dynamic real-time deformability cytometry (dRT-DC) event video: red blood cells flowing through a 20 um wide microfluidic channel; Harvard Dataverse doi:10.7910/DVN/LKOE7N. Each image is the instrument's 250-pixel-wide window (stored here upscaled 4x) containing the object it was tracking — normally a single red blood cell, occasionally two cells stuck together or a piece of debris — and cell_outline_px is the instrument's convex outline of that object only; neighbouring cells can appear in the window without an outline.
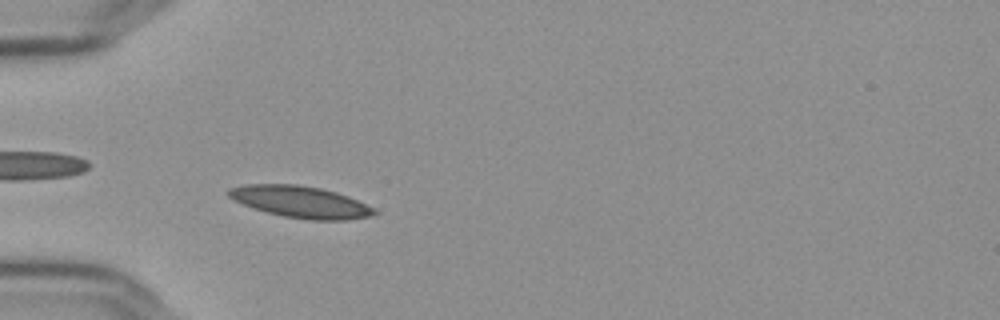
{"species": "Egyptian fruit bat (a non-hibernating species)", "species_latin": "Rousettus aegyptiacus", "temperature_condition": "cold", "stored_images_in_passage": 39, "camera_frame_rate_fps": 3000, "um_per_image_px": 0.085, "frame": {"image": 1, "passage_image": 12, "time_ms": 3.667, "image_size_px": [1000, 320], "cell_outline_px": [[376, 212], [368, 216], [348, 220], [308, 220], [284, 216], [268, 212], [232, 200], [224, 192], [228, 188], [244, 184], [296, 184], [320, 188], [336, 192], [348, 196], [376, 208]], "centroid_in_image_um": [25.51, 17.15], "position_along_channel_um": 59.5, "area_um2": 26.88}}
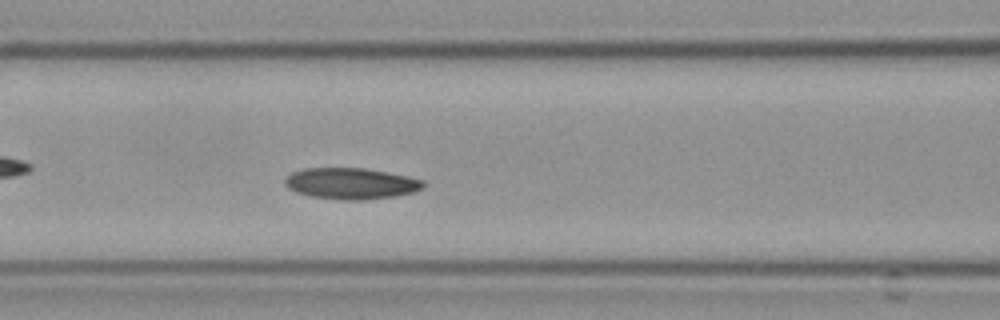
{"frame": {"image": 2, "passage_image": 19, "time_ms": 6.0, "image_size_px": [1000, 320], "cell_outline_px": [[424, 188], [412, 192], [396, 196], [364, 200], [344, 200], [312, 196], [296, 192], [288, 188], [284, 184], [284, 180], [292, 172], [304, 168], [364, 168], [388, 172], [408, 176], [424, 180]], "centroid_in_image_um": [29.85, 15.59], "position_along_channel_um": 136.8, "area_um2": 25.2}}
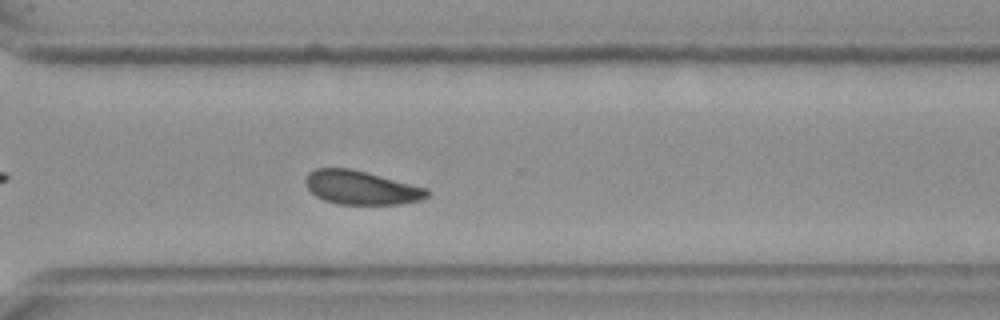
{"frame": {"image": 3, "passage_image": 36, "time_ms": 11.667, "image_size_px": [1000, 320], "cell_outline_px": [[432, 192], [428, 196], [420, 200], [400, 204], [336, 204], [324, 200], [316, 196], [304, 184], [304, 180], [308, 172], [316, 168], [348, 168], [428, 188]], "centroid_in_image_um": [30.69, 15.95], "position_along_channel_um": 339.9, "area_um2": 23.87}, "authors_computed_cell_mechanics": {"area_um2": 24.5072, "velocity_mm_per_s": 3.5895, "shape_relaxation_time_tau1_ms": 7.1666, "shape_relaxation_time_tau2_ms": null, "deformation_change_tau1": 0.1485, "deformation_change_tau2": null}}